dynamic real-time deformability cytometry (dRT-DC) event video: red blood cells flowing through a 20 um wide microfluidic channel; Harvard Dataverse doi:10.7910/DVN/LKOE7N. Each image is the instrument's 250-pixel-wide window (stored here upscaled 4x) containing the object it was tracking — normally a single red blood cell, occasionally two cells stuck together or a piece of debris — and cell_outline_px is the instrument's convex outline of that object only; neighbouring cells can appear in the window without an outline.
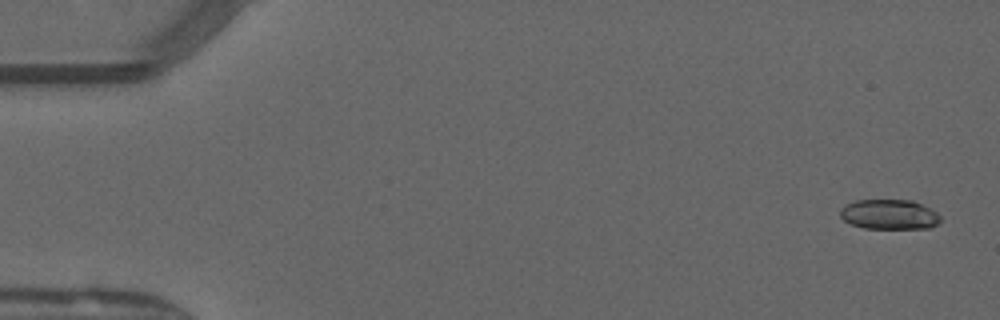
{"species": "common noctule bat (a hibernating species)", "species_latin": "Nyctalus noctula", "temperature_condition": "warm", "stored_images_in_passage": 50, "camera_frame_rate_fps": 3000, "um_per_image_px": 0.085, "animal": {"sex": "male", "forearm_length_mm": 52.5}, "frame": {"image": 1, "passage_image": 2, "time_ms": 0.333, "image_size_px": [1000, 320], "cell_outline_px": [[940, 220], [936, 224], [928, 228], [864, 228], [852, 224], [844, 220], [840, 216], [840, 208], [856, 200], [912, 200], [936, 212], [940, 216]], "centroid_in_image_um": [75.57, 18.22], "position_along_channel_um": 9.4, "area_um2": 17.22}}
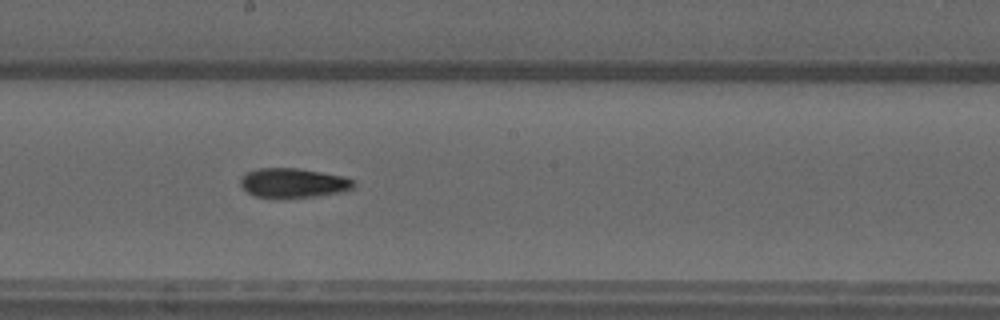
{"frame": {"image": 2, "passage_image": 28, "time_ms": 9.0, "image_size_px": [1000, 320], "cell_outline_px": [[356, 184], [352, 188], [344, 192], [316, 196], [284, 200], [256, 196], [248, 192], [240, 184], [240, 176], [256, 168], [296, 168], [344, 176], [352, 180]], "centroid_in_image_um": [24.91, 15.58], "position_along_channel_um": 223.3, "area_um2": 19.88}}
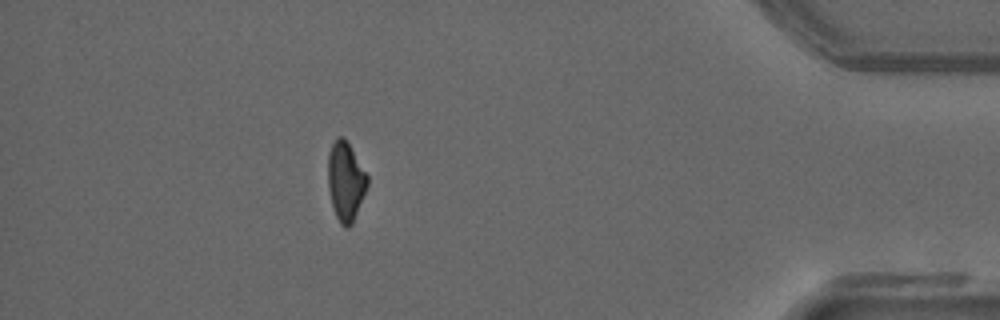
{"frame": {"image": 3, "passage_image": 45, "time_ms": 14.667, "image_size_px": [1000, 320], "cell_outline_px": [[368, 184], [352, 224], [348, 228], [344, 228], [340, 224], [336, 216], [332, 204], [328, 188], [328, 152], [336, 136], [344, 136], [368, 176]], "centroid_in_image_um": [29.36, 15.4], "position_along_channel_um": 405.8, "area_um2": 18.09}, "authors_computed_cell_mechanics": {"area_um2": 18.8139, "velocity_mm_per_s": 4.0969, "shape_relaxation_time_tau1_ms": null, "shape_relaxation_time_tau2_ms": 6.5745, "deformation_change_tau1": null, "deformation_change_tau2": 0.1525}}